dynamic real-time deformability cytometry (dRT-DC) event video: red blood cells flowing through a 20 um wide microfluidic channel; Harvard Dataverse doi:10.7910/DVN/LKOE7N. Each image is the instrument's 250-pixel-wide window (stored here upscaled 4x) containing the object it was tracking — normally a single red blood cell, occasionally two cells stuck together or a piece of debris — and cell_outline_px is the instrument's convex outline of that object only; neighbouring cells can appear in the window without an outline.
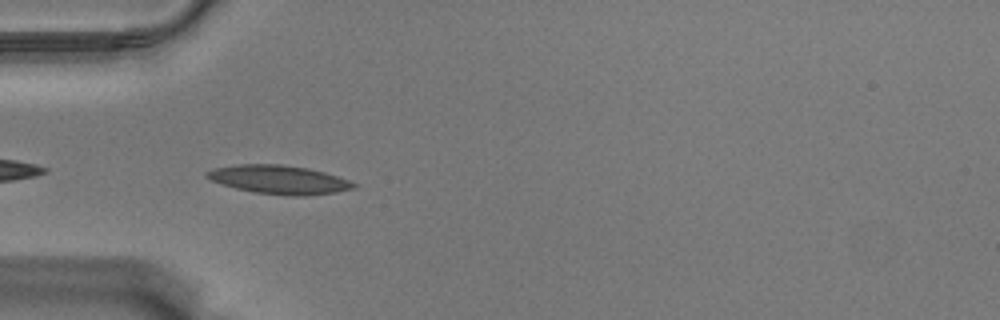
{"species": "Egyptian fruit bat (a non-hibernating species)", "species_latin": "Rousettus aegyptiacus", "temperature_condition": "warm", "stored_images_in_passage": 40, "camera_frame_rate_fps": 3000, "um_per_image_px": 0.085, "animal": {"sex": "male"}, "frame": {"image": 1, "passage_image": 2, "time_ms": 0.333, "image_size_px": [1000, 320], "cell_outline_px": [[356, 188], [336, 192], [304, 196], [292, 196], [256, 192], [236, 188], [212, 180], [204, 176], [204, 172], [212, 168], [236, 164], [284, 164], [308, 168], [324, 172], [348, 180], [356, 184]], "centroid_in_image_um": [23.7, 15.25], "position_along_channel_um": 61.3, "area_um2": 24.45}}
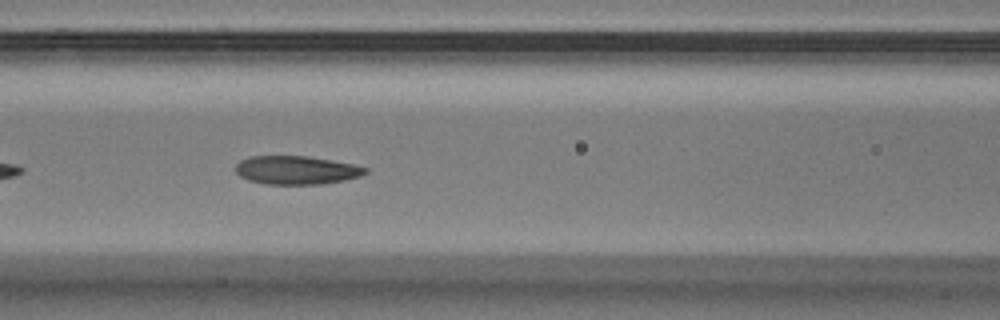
{"frame": {"image": 2, "passage_image": 9, "time_ms": 2.667, "image_size_px": [1000, 320], "cell_outline_px": [[368, 172], [360, 176], [344, 180], [320, 184], [268, 184], [248, 180], [240, 176], [236, 172], [236, 164], [240, 160], [248, 156], [308, 156], [332, 160], [352, 164], [368, 168]], "centroid_in_image_um": [25.18, 14.45], "position_along_channel_um": 141.4, "area_um2": 21.5}}
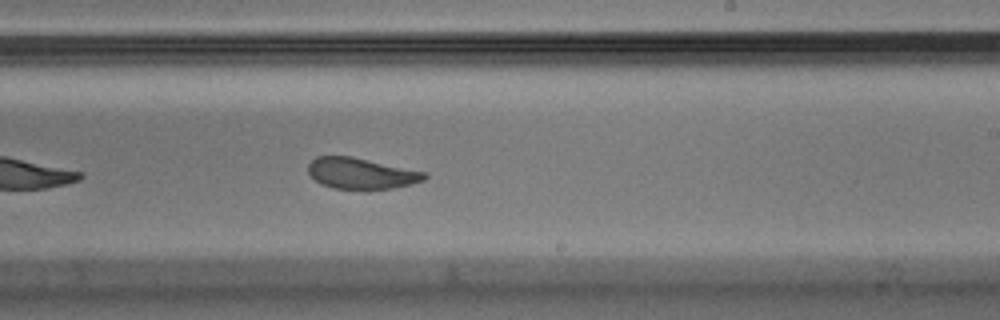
{"frame": {"image": 3, "passage_image": 19, "time_ms": 6.0, "image_size_px": [1000, 320], "cell_outline_px": [[428, 176], [424, 180], [412, 184], [396, 188], [332, 188], [320, 184], [308, 172], [308, 164], [316, 156], [352, 156], [428, 172]], "centroid_in_image_um": [30.73, 14.72], "position_along_channel_um": 258.3, "area_um2": 21.04}, "authors_computed_cell_mechanics": {"area_um2": 22.6576, "velocity_mm_per_s": 3.5156, "shape_relaxation_time_tau1_ms": null, "shape_relaxation_time_tau2_ms": 2.4112, "deformation_change_tau1": null, "deformation_change_tau2": 0.0805}}